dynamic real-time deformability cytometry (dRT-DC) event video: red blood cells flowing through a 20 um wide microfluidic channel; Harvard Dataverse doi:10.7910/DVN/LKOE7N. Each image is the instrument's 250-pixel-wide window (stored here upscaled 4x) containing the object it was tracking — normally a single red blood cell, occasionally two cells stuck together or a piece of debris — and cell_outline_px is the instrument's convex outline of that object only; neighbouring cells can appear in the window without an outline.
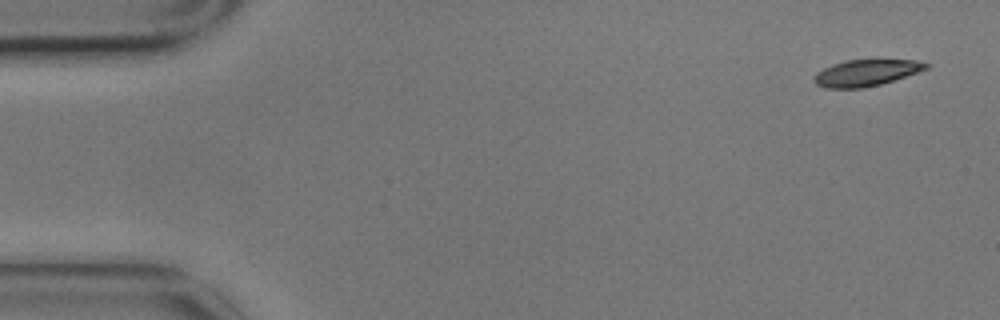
{"species": "common noctule bat (a hibernating species)", "species_latin": "Nyctalus noctula", "temperature_condition": "cold", "stored_images_in_passage": 4, "camera_frame_rate_fps": 3000, "um_per_image_px": 0.085, "animal": {"sex": "male", "body_mass_g": 17.9}, "frame": {"image": 1, "passage_image": 1, "time_ms": 0.0, "image_size_px": [1000, 320], "cell_outline_px": [[932, 64], [928, 68], [880, 84], [864, 88], [824, 88], [816, 84], [812, 80], [816, 72], [832, 64], [848, 60], [876, 56], [916, 60]], "centroid_in_image_um": [73.65, 6.12], "position_along_channel_um": 11.4, "area_um2": 18.09}}
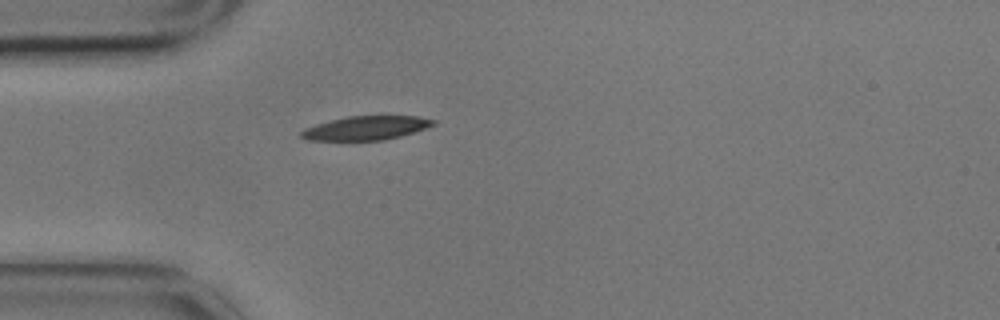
{"frame": {"image": 2, "passage_image": 4, "time_ms": 1.0, "image_size_px": [1000, 320], "cell_outline_px": [[436, 124], [400, 136], [384, 140], [308, 140], [300, 136], [300, 132], [304, 128], [316, 124], [348, 116], [416, 116], [436, 120]], "centroid_in_image_um": [31.09, 10.88], "position_along_channel_um": 53.9, "area_um2": 18.15}}